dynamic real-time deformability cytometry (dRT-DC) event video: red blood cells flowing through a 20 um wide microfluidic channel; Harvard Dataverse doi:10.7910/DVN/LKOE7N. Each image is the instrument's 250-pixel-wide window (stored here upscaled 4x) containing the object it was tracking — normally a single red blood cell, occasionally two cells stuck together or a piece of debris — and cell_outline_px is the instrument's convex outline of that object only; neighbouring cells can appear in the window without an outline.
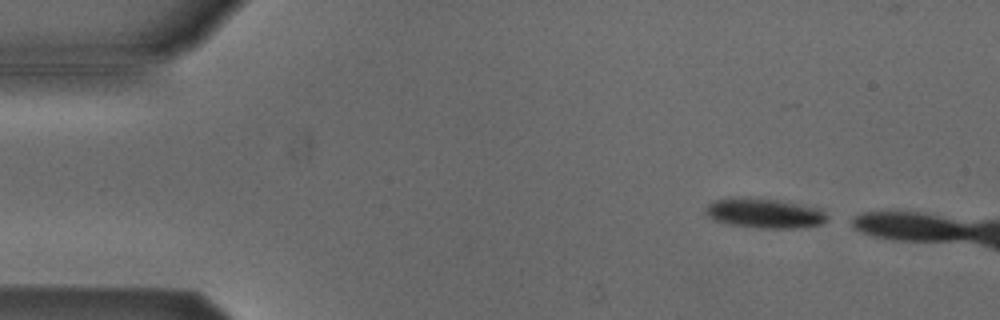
{"species": "Egyptian fruit bat (a non-hibernating species)", "species_latin": "Rousettus aegyptiacus", "temperature_condition": "cold", "stored_images_in_passage": 4, "camera_frame_rate_fps": 3000, "um_per_image_px": 0.085, "animal": {"sex": "male"}, "frame": {"image": 1, "passage_image": 1, "time_ms": 0.0, "image_size_px": [1000, 320], "cell_outline_px": [[828, 220], [820, 224], [792, 228], [756, 228], [728, 224], [712, 220], [704, 212], [708, 204], [712, 200], [732, 196], [756, 196], [780, 200], [824, 208], [828, 216]], "centroid_in_image_um": [64.95, 18.08], "position_along_channel_um": 20.0, "area_um2": 21.96}}